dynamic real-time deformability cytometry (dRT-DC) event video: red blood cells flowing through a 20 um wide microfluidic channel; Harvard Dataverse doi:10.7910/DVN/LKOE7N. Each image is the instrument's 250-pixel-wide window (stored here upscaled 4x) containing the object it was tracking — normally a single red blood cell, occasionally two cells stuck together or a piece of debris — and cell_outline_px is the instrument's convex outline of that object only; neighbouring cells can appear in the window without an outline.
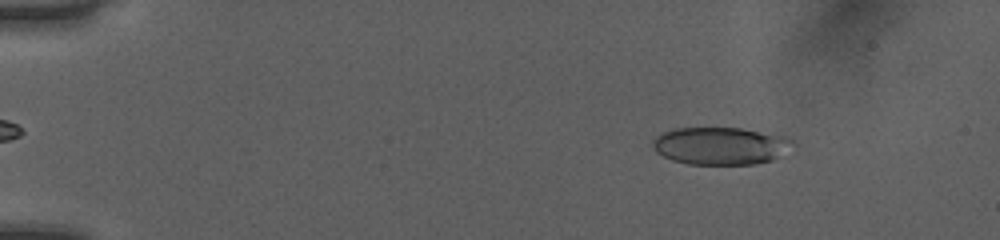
{"species": "human", "species_latin": "Homo sapiens", "temperature_condition": "room temperature", "stored_images_in_passage": 50, "camera_frame_rate_fps": 3000, "um_per_image_px": 0.085, "donor": {"sex": "female"}, "frame": {"image": 1, "passage_image": 7, "time_ms": 2.0, "image_size_px": [1000, 240], "cell_outline_px": [[792, 140], [772, 160], [756, 164], [688, 164], [672, 160], [656, 152], [652, 144], [652, 140], [660, 132], [672, 128], [740, 128], [784, 136]], "centroid_in_image_um": [61.09, 12.39], "position_along_channel_um": 23.9, "area_um2": 30.06}}
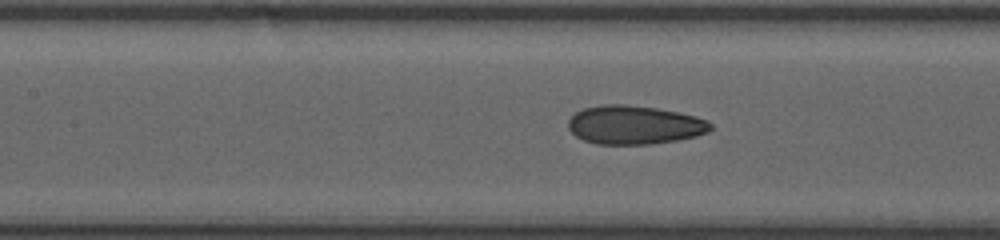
{"frame": {"image": 2, "passage_image": 24, "time_ms": 7.667, "image_size_px": [1000, 240], "cell_outline_px": [[712, 128], [708, 132], [696, 136], [676, 140], [652, 144], [596, 144], [584, 140], [576, 136], [568, 128], [568, 120], [576, 112], [584, 108], [604, 104], [624, 104], [656, 108], [696, 116], [708, 120], [712, 124]], "centroid_in_image_um": [53.93, 10.62], "position_along_channel_um": 153.5, "area_um2": 32.08}}
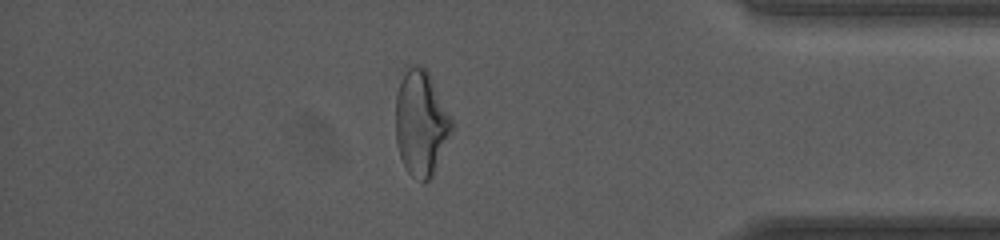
{"frame": {"image": 3, "passage_image": 44, "time_ms": 14.333, "image_size_px": [1000, 240], "cell_outline_px": [[452, 132], [432, 176], [424, 184], [412, 176], [408, 172], [400, 156], [396, 144], [396, 96], [400, 80], [408, 64], [416, 64], [424, 68], [428, 72], [452, 120]], "centroid_in_image_um": [35.76, 10.47], "position_along_channel_um": 399.4, "area_um2": 34.22}, "authors_computed_cell_mechanics": {"area_um2": 31.5299, "velocity_mm_per_s": 4.0806, "shape_relaxation_time_tau1_ms": null, "shape_relaxation_time_tau2_ms": 1.5802, "deformation_change_tau1": null, "deformation_change_tau2": 0.086}}